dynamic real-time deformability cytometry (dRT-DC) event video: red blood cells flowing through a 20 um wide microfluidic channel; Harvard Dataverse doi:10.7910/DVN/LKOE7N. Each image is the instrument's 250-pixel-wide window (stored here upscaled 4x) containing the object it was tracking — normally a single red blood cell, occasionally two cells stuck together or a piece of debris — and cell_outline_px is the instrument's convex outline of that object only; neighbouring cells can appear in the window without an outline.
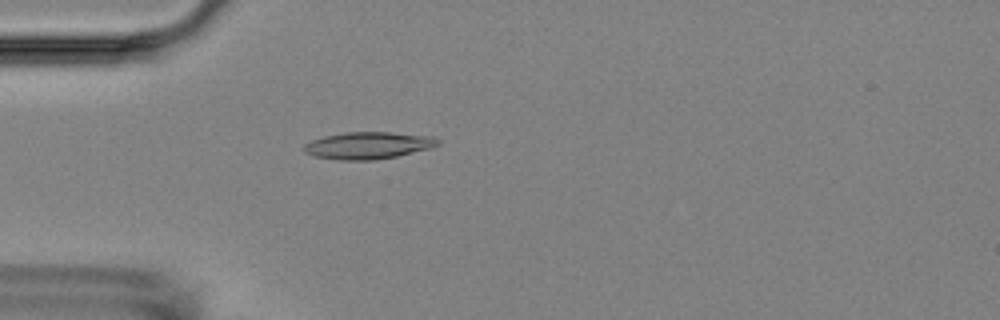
{"species": "Egyptian fruit bat (a non-hibernating species)", "species_latin": "Rousettus aegyptiacus", "temperature_condition": "room temperature", "stored_images_in_passage": 4, "camera_frame_rate_fps": 3000, "um_per_image_px": 0.085, "animal": {"sex": "female"}, "frame": {"image": 1, "passage_image": 4, "time_ms": 4.0, "image_size_px": [1000, 320], "cell_outline_px": [[440, 144], [432, 148], [396, 156], [376, 160], [340, 160], [316, 156], [304, 152], [304, 144], [312, 140], [324, 136], [344, 132], [392, 132], [436, 136], [440, 140]], "centroid_in_image_um": [31.35, 12.35], "position_along_channel_um": 53.6, "area_um2": 21.27}}